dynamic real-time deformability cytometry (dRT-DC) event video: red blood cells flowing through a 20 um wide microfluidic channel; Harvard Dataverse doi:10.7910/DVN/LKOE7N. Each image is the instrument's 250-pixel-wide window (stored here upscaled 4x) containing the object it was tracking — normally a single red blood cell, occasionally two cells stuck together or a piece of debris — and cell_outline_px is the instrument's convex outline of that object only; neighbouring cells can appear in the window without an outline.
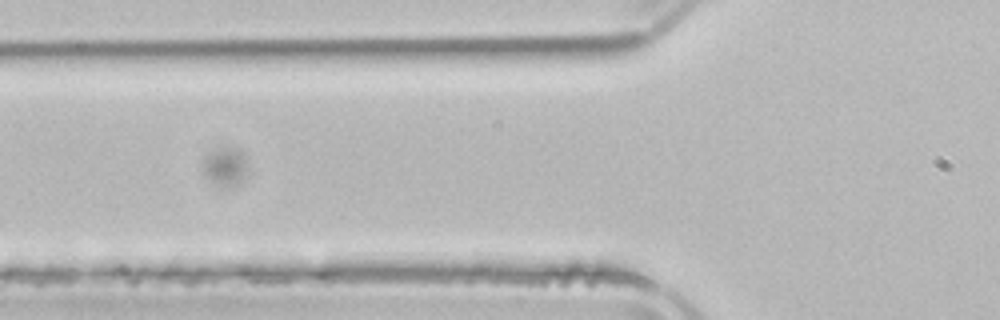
{"species": "common noctule bat (a hibernating species)", "species_latin": "Nyctalus noctula", "temperature_condition": "room temperature", "stored_images_in_passage": 4, "camera_frame_rate_fps": 3000, "um_per_image_px": 0.085, "animal": {"sex": "male", "body_mass_g": 21.5, "forearm_length_mm": 52.0}, "frame": {"image": 1, "passage_image": 3, "time_ms": 2.333, "image_size_px": [1000, 320], "cell_outline_px": [[248, 168], [240, 184], [228, 188], [220, 188], [204, 176], [200, 164], [204, 156], [220, 148], [236, 148], [240, 152]], "centroid_in_image_um": [19.08, 14.23], "position_along_channel_um": 106.7, "area_um2": 10.23}}